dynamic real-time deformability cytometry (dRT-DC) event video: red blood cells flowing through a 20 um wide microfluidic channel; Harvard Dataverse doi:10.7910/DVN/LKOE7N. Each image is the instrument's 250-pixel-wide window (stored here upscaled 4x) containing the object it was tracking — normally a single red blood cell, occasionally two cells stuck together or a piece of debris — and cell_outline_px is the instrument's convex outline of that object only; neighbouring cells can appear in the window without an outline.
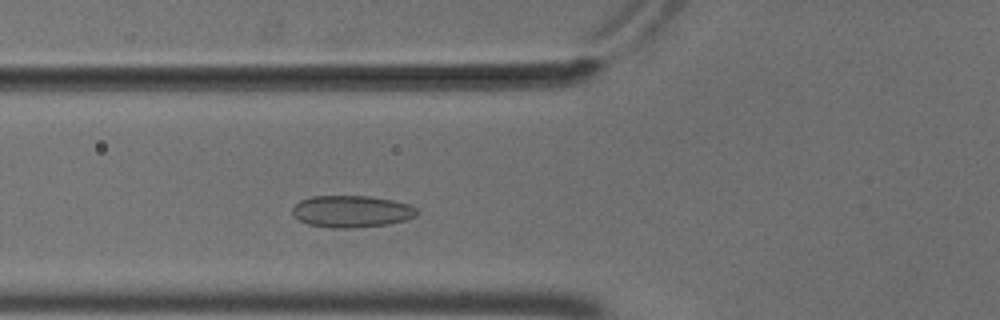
{"species": "common noctule bat (a hibernating species)", "species_latin": "Nyctalus noctula", "temperature_condition": "cold", "stored_images_in_passage": 44, "camera_frame_rate_fps": 3000, "um_per_image_px": 0.085, "animal": {"sex": "male", "body_mass_g": 18.8}, "frame": {"image": 1, "passage_image": 10, "time_ms": 3.0, "image_size_px": [1000, 320], "cell_outline_px": [[420, 212], [416, 216], [404, 220], [388, 224], [352, 228], [332, 228], [308, 224], [300, 220], [292, 212], [292, 208], [300, 200], [312, 196], [368, 196], [392, 200], [408, 204], [416, 208]], "centroid_in_image_um": [29.9, 17.97], "position_along_channel_um": 95.9, "area_um2": 23.06}}
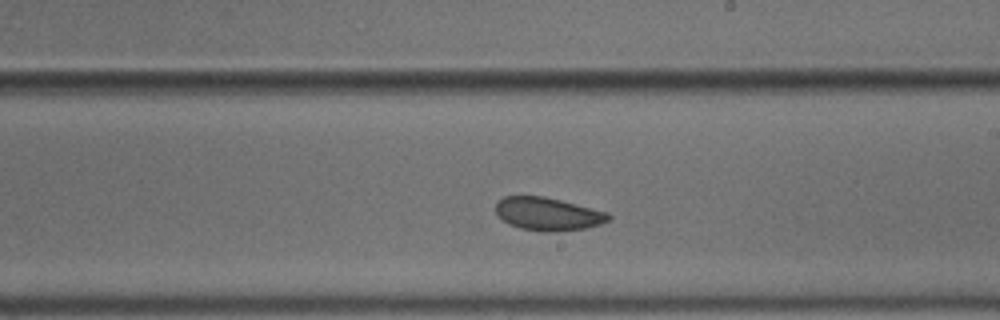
{"frame": {"image": 2, "passage_image": 22, "time_ms": 7.0, "image_size_px": [1000, 320], "cell_outline_px": [[612, 216], [608, 220], [600, 224], [584, 228], [556, 232], [544, 232], [520, 228], [508, 224], [496, 212], [496, 200], [504, 196], [544, 196], [608, 212]], "centroid_in_image_um": [46.56, 18.18], "position_along_channel_um": 242.4, "area_um2": 21.68}}
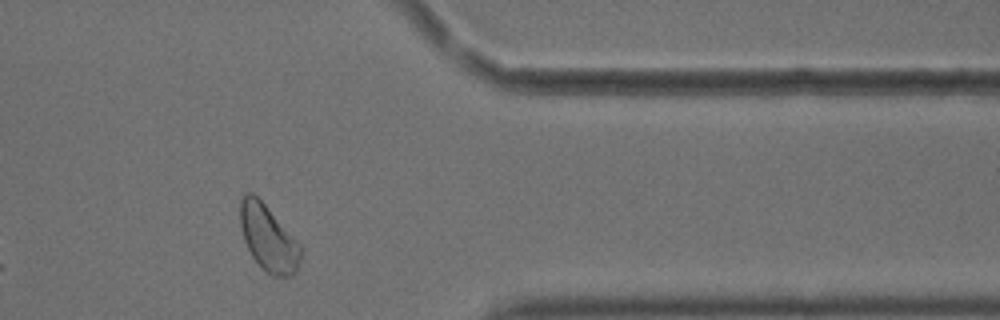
{"frame": {"image": 3, "passage_image": 35, "time_ms": 11.333, "image_size_px": [1000, 320], "cell_outline_px": [[304, 248], [296, 272], [292, 276], [272, 276], [252, 256], [244, 240], [240, 224], [240, 200], [244, 192], [252, 192], [264, 204]], "centroid_in_image_um": [22.82, 20.23], "position_along_channel_um": 388.6, "area_um2": 23.06}, "authors_computed_cell_mechanics": {"area_um2": 22.8599, "velocity_mm_per_s": 3.6597, "shape_relaxation_time_tau1_ms": null, "shape_relaxation_time_tau2_ms": 2.4525, "deformation_change_tau1": null, "deformation_change_tau2": 0.0632}}